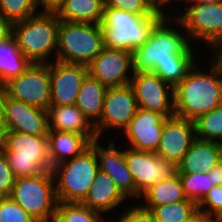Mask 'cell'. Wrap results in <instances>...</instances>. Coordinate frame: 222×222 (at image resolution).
I'll list each match as a JSON object with an SVG mask.
<instances>
[{"instance_id":"22","label":"cell","mask_w":222,"mask_h":222,"mask_svg":"<svg viewBox=\"0 0 222 222\" xmlns=\"http://www.w3.org/2000/svg\"><path fill=\"white\" fill-rule=\"evenodd\" d=\"M125 200L126 197L117 188L115 181L107 173L99 170L86 197L80 203L103 213L114 209Z\"/></svg>"},{"instance_id":"39","label":"cell","mask_w":222,"mask_h":222,"mask_svg":"<svg viewBox=\"0 0 222 222\" xmlns=\"http://www.w3.org/2000/svg\"><path fill=\"white\" fill-rule=\"evenodd\" d=\"M12 35V23L0 14V43Z\"/></svg>"},{"instance_id":"48","label":"cell","mask_w":222,"mask_h":222,"mask_svg":"<svg viewBox=\"0 0 222 222\" xmlns=\"http://www.w3.org/2000/svg\"><path fill=\"white\" fill-rule=\"evenodd\" d=\"M159 9V0H150Z\"/></svg>"},{"instance_id":"12","label":"cell","mask_w":222,"mask_h":222,"mask_svg":"<svg viewBox=\"0 0 222 222\" xmlns=\"http://www.w3.org/2000/svg\"><path fill=\"white\" fill-rule=\"evenodd\" d=\"M137 110L138 104L130 84L107 88L101 117L94 125L98 138L102 130L108 127L124 130Z\"/></svg>"},{"instance_id":"34","label":"cell","mask_w":222,"mask_h":222,"mask_svg":"<svg viewBox=\"0 0 222 222\" xmlns=\"http://www.w3.org/2000/svg\"><path fill=\"white\" fill-rule=\"evenodd\" d=\"M0 222H37L10 196L0 197Z\"/></svg>"},{"instance_id":"2","label":"cell","mask_w":222,"mask_h":222,"mask_svg":"<svg viewBox=\"0 0 222 222\" xmlns=\"http://www.w3.org/2000/svg\"><path fill=\"white\" fill-rule=\"evenodd\" d=\"M157 9L152 15H136L128 11L104 7L101 29L103 46L133 53L148 39L155 25L166 15Z\"/></svg>"},{"instance_id":"38","label":"cell","mask_w":222,"mask_h":222,"mask_svg":"<svg viewBox=\"0 0 222 222\" xmlns=\"http://www.w3.org/2000/svg\"><path fill=\"white\" fill-rule=\"evenodd\" d=\"M116 222H156V220L150 210L139 205L129 209Z\"/></svg>"},{"instance_id":"13","label":"cell","mask_w":222,"mask_h":222,"mask_svg":"<svg viewBox=\"0 0 222 222\" xmlns=\"http://www.w3.org/2000/svg\"><path fill=\"white\" fill-rule=\"evenodd\" d=\"M133 73V54L121 49L103 47L101 52L88 65V74L99 80L107 88L120 87L130 84Z\"/></svg>"},{"instance_id":"4","label":"cell","mask_w":222,"mask_h":222,"mask_svg":"<svg viewBox=\"0 0 222 222\" xmlns=\"http://www.w3.org/2000/svg\"><path fill=\"white\" fill-rule=\"evenodd\" d=\"M60 20L54 12L41 11L12 24L18 48L31 62L45 64L46 57L58 46Z\"/></svg>"},{"instance_id":"20","label":"cell","mask_w":222,"mask_h":222,"mask_svg":"<svg viewBox=\"0 0 222 222\" xmlns=\"http://www.w3.org/2000/svg\"><path fill=\"white\" fill-rule=\"evenodd\" d=\"M222 161V144L217 140L195 139L187 153L178 163V174L208 172Z\"/></svg>"},{"instance_id":"36","label":"cell","mask_w":222,"mask_h":222,"mask_svg":"<svg viewBox=\"0 0 222 222\" xmlns=\"http://www.w3.org/2000/svg\"><path fill=\"white\" fill-rule=\"evenodd\" d=\"M197 208L215 220L222 212V185H214L197 205Z\"/></svg>"},{"instance_id":"47","label":"cell","mask_w":222,"mask_h":222,"mask_svg":"<svg viewBox=\"0 0 222 222\" xmlns=\"http://www.w3.org/2000/svg\"><path fill=\"white\" fill-rule=\"evenodd\" d=\"M213 222H222V212L218 215L215 220H213Z\"/></svg>"},{"instance_id":"33","label":"cell","mask_w":222,"mask_h":222,"mask_svg":"<svg viewBox=\"0 0 222 222\" xmlns=\"http://www.w3.org/2000/svg\"><path fill=\"white\" fill-rule=\"evenodd\" d=\"M37 0H0V14L12 24L35 15Z\"/></svg>"},{"instance_id":"14","label":"cell","mask_w":222,"mask_h":222,"mask_svg":"<svg viewBox=\"0 0 222 222\" xmlns=\"http://www.w3.org/2000/svg\"><path fill=\"white\" fill-rule=\"evenodd\" d=\"M186 9L176 21L189 32V37L204 39L211 46L222 38V3L199 4Z\"/></svg>"},{"instance_id":"16","label":"cell","mask_w":222,"mask_h":222,"mask_svg":"<svg viewBox=\"0 0 222 222\" xmlns=\"http://www.w3.org/2000/svg\"><path fill=\"white\" fill-rule=\"evenodd\" d=\"M88 66L60 61L50 63V106L74 105Z\"/></svg>"},{"instance_id":"26","label":"cell","mask_w":222,"mask_h":222,"mask_svg":"<svg viewBox=\"0 0 222 222\" xmlns=\"http://www.w3.org/2000/svg\"><path fill=\"white\" fill-rule=\"evenodd\" d=\"M32 63L18 48L13 35L0 43V87L9 79L22 74Z\"/></svg>"},{"instance_id":"28","label":"cell","mask_w":222,"mask_h":222,"mask_svg":"<svg viewBox=\"0 0 222 222\" xmlns=\"http://www.w3.org/2000/svg\"><path fill=\"white\" fill-rule=\"evenodd\" d=\"M193 57V55H173V61L158 63L152 72L175 87L190 69L195 67Z\"/></svg>"},{"instance_id":"24","label":"cell","mask_w":222,"mask_h":222,"mask_svg":"<svg viewBox=\"0 0 222 222\" xmlns=\"http://www.w3.org/2000/svg\"><path fill=\"white\" fill-rule=\"evenodd\" d=\"M104 7L105 0H65L54 13L62 21L101 25Z\"/></svg>"},{"instance_id":"37","label":"cell","mask_w":222,"mask_h":222,"mask_svg":"<svg viewBox=\"0 0 222 222\" xmlns=\"http://www.w3.org/2000/svg\"><path fill=\"white\" fill-rule=\"evenodd\" d=\"M16 177L13 174L5 154L0 150V197L10 196Z\"/></svg>"},{"instance_id":"35","label":"cell","mask_w":222,"mask_h":222,"mask_svg":"<svg viewBox=\"0 0 222 222\" xmlns=\"http://www.w3.org/2000/svg\"><path fill=\"white\" fill-rule=\"evenodd\" d=\"M105 7L128 11L136 15H152L158 9L150 0H105Z\"/></svg>"},{"instance_id":"19","label":"cell","mask_w":222,"mask_h":222,"mask_svg":"<svg viewBox=\"0 0 222 222\" xmlns=\"http://www.w3.org/2000/svg\"><path fill=\"white\" fill-rule=\"evenodd\" d=\"M165 117L157 112L138 108L136 114L124 129L133 149L156 152Z\"/></svg>"},{"instance_id":"44","label":"cell","mask_w":222,"mask_h":222,"mask_svg":"<svg viewBox=\"0 0 222 222\" xmlns=\"http://www.w3.org/2000/svg\"><path fill=\"white\" fill-rule=\"evenodd\" d=\"M207 173H211V179L214 185H222V164L210 169Z\"/></svg>"},{"instance_id":"40","label":"cell","mask_w":222,"mask_h":222,"mask_svg":"<svg viewBox=\"0 0 222 222\" xmlns=\"http://www.w3.org/2000/svg\"><path fill=\"white\" fill-rule=\"evenodd\" d=\"M182 222H213V219L208 217L201 209H196Z\"/></svg>"},{"instance_id":"6","label":"cell","mask_w":222,"mask_h":222,"mask_svg":"<svg viewBox=\"0 0 222 222\" xmlns=\"http://www.w3.org/2000/svg\"><path fill=\"white\" fill-rule=\"evenodd\" d=\"M103 47L101 25L60 20L57 61L88 66Z\"/></svg>"},{"instance_id":"23","label":"cell","mask_w":222,"mask_h":222,"mask_svg":"<svg viewBox=\"0 0 222 222\" xmlns=\"http://www.w3.org/2000/svg\"><path fill=\"white\" fill-rule=\"evenodd\" d=\"M48 149L51 171L57 164L66 161L68 156L76 157L90 146V141L81 134L49 130Z\"/></svg>"},{"instance_id":"29","label":"cell","mask_w":222,"mask_h":222,"mask_svg":"<svg viewBox=\"0 0 222 222\" xmlns=\"http://www.w3.org/2000/svg\"><path fill=\"white\" fill-rule=\"evenodd\" d=\"M101 214L78 202H58L53 222H101Z\"/></svg>"},{"instance_id":"11","label":"cell","mask_w":222,"mask_h":222,"mask_svg":"<svg viewBox=\"0 0 222 222\" xmlns=\"http://www.w3.org/2000/svg\"><path fill=\"white\" fill-rule=\"evenodd\" d=\"M133 74L130 85L138 108L160 113L165 118L174 116V87L153 72H133ZM166 88L171 89V92Z\"/></svg>"},{"instance_id":"3","label":"cell","mask_w":222,"mask_h":222,"mask_svg":"<svg viewBox=\"0 0 222 222\" xmlns=\"http://www.w3.org/2000/svg\"><path fill=\"white\" fill-rule=\"evenodd\" d=\"M0 150L5 154L16 178L33 177L51 171L47 136L7 131Z\"/></svg>"},{"instance_id":"18","label":"cell","mask_w":222,"mask_h":222,"mask_svg":"<svg viewBox=\"0 0 222 222\" xmlns=\"http://www.w3.org/2000/svg\"><path fill=\"white\" fill-rule=\"evenodd\" d=\"M97 141L98 139L92 140L90 146L95 151L99 170L107 173L115 181L117 188L127 199L128 196L139 198L141 193L136 189L132 174L125 162V150H117L113 141L104 149Z\"/></svg>"},{"instance_id":"10","label":"cell","mask_w":222,"mask_h":222,"mask_svg":"<svg viewBox=\"0 0 222 222\" xmlns=\"http://www.w3.org/2000/svg\"><path fill=\"white\" fill-rule=\"evenodd\" d=\"M125 162L140 193L157 182L178 175V164L159 157L155 152L128 148Z\"/></svg>"},{"instance_id":"42","label":"cell","mask_w":222,"mask_h":222,"mask_svg":"<svg viewBox=\"0 0 222 222\" xmlns=\"http://www.w3.org/2000/svg\"><path fill=\"white\" fill-rule=\"evenodd\" d=\"M219 47L216 51V55L214 56L213 60H211L217 68L220 71L221 75H222V38H220L219 40H217L214 44L213 47Z\"/></svg>"},{"instance_id":"41","label":"cell","mask_w":222,"mask_h":222,"mask_svg":"<svg viewBox=\"0 0 222 222\" xmlns=\"http://www.w3.org/2000/svg\"><path fill=\"white\" fill-rule=\"evenodd\" d=\"M65 0H37L38 7L43 6L42 11L55 12Z\"/></svg>"},{"instance_id":"5","label":"cell","mask_w":222,"mask_h":222,"mask_svg":"<svg viewBox=\"0 0 222 222\" xmlns=\"http://www.w3.org/2000/svg\"><path fill=\"white\" fill-rule=\"evenodd\" d=\"M166 18L164 16L152 29L147 41L133 51V72H152L158 63L173 61V55H193L187 38L167 27Z\"/></svg>"},{"instance_id":"32","label":"cell","mask_w":222,"mask_h":222,"mask_svg":"<svg viewBox=\"0 0 222 222\" xmlns=\"http://www.w3.org/2000/svg\"><path fill=\"white\" fill-rule=\"evenodd\" d=\"M144 208L153 213L156 222H182L197 209V205L193 201H180Z\"/></svg>"},{"instance_id":"46","label":"cell","mask_w":222,"mask_h":222,"mask_svg":"<svg viewBox=\"0 0 222 222\" xmlns=\"http://www.w3.org/2000/svg\"><path fill=\"white\" fill-rule=\"evenodd\" d=\"M171 0H159V9H162L163 5L168 4Z\"/></svg>"},{"instance_id":"21","label":"cell","mask_w":222,"mask_h":222,"mask_svg":"<svg viewBox=\"0 0 222 222\" xmlns=\"http://www.w3.org/2000/svg\"><path fill=\"white\" fill-rule=\"evenodd\" d=\"M48 129L84 135L90 142L98 139L94 124L74 105L49 106Z\"/></svg>"},{"instance_id":"17","label":"cell","mask_w":222,"mask_h":222,"mask_svg":"<svg viewBox=\"0 0 222 222\" xmlns=\"http://www.w3.org/2000/svg\"><path fill=\"white\" fill-rule=\"evenodd\" d=\"M195 139V123L174 115L165 119L161 140L155 153L178 164Z\"/></svg>"},{"instance_id":"31","label":"cell","mask_w":222,"mask_h":222,"mask_svg":"<svg viewBox=\"0 0 222 222\" xmlns=\"http://www.w3.org/2000/svg\"><path fill=\"white\" fill-rule=\"evenodd\" d=\"M179 176L186 198L193 201L196 205L200 203L203 197L214 186L211 173L197 172L194 174H179Z\"/></svg>"},{"instance_id":"7","label":"cell","mask_w":222,"mask_h":222,"mask_svg":"<svg viewBox=\"0 0 222 222\" xmlns=\"http://www.w3.org/2000/svg\"><path fill=\"white\" fill-rule=\"evenodd\" d=\"M98 171L97 157L91 146L73 159L54 166L53 176L60 178L55 186L57 201L80 203L90 190Z\"/></svg>"},{"instance_id":"27","label":"cell","mask_w":222,"mask_h":222,"mask_svg":"<svg viewBox=\"0 0 222 222\" xmlns=\"http://www.w3.org/2000/svg\"><path fill=\"white\" fill-rule=\"evenodd\" d=\"M141 196L146 201L144 206L141 205L142 207H156L180 201H190L183 192L179 174L149 186L141 193Z\"/></svg>"},{"instance_id":"9","label":"cell","mask_w":222,"mask_h":222,"mask_svg":"<svg viewBox=\"0 0 222 222\" xmlns=\"http://www.w3.org/2000/svg\"><path fill=\"white\" fill-rule=\"evenodd\" d=\"M12 99L47 110L50 106V62L32 63L22 74L1 86Z\"/></svg>"},{"instance_id":"8","label":"cell","mask_w":222,"mask_h":222,"mask_svg":"<svg viewBox=\"0 0 222 222\" xmlns=\"http://www.w3.org/2000/svg\"><path fill=\"white\" fill-rule=\"evenodd\" d=\"M54 179L52 171L16 178L10 197L37 222H53L58 204Z\"/></svg>"},{"instance_id":"45","label":"cell","mask_w":222,"mask_h":222,"mask_svg":"<svg viewBox=\"0 0 222 222\" xmlns=\"http://www.w3.org/2000/svg\"><path fill=\"white\" fill-rule=\"evenodd\" d=\"M185 1L189 3L190 6H196L199 4L222 3V0H185Z\"/></svg>"},{"instance_id":"43","label":"cell","mask_w":222,"mask_h":222,"mask_svg":"<svg viewBox=\"0 0 222 222\" xmlns=\"http://www.w3.org/2000/svg\"><path fill=\"white\" fill-rule=\"evenodd\" d=\"M6 132L7 131L4 123V111H3V88L0 87V147L2 145L4 135Z\"/></svg>"},{"instance_id":"15","label":"cell","mask_w":222,"mask_h":222,"mask_svg":"<svg viewBox=\"0 0 222 222\" xmlns=\"http://www.w3.org/2000/svg\"><path fill=\"white\" fill-rule=\"evenodd\" d=\"M3 111L6 131L21 132L35 136L48 135L47 110L12 99L3 90Z\"/></svg>"},{"instance_id":"25","label":"cell","mask_w":222,"mask_h":222,"mask_svg":"<svg viewBox=\"0 0 222 222\" xmlns=\"http://www.w3.org/2000/svg\"><path fill=\"white\" fill-rule=\"evenodd\" d=\"M107 87L89 74L83 80L76 97L75 105L95 125L102 113L104 96Z\"/></svg>"},{"instance_id":"1","label":"cell","mask_w":222,"mask_h":222,"mask_svg":"<svg viewBox=\"0 0 222 222\" xmlns=\"http://www.w3.org/2000/svg\"><path fill=\"white\" fill-rule=\"evenodd\" d=\"M192 69L174 87V115L194 122L222 105V75L213 63L209 74Z\"/></svg>"},{"instance_id":"30","label":"cell","mask_w":222,"mask_h":222,"mask_svg":"<svg viewBox=\"0 0 222 222\" xmlns=\"http://www.w3.org/2000/svg\"><path fill=\"white\" fill-rule=\"evenodd\" d=\"M194 123L197 139L213 142L215 138L222 139V105L203 114Z\"/></svg>"}]
</instances>
